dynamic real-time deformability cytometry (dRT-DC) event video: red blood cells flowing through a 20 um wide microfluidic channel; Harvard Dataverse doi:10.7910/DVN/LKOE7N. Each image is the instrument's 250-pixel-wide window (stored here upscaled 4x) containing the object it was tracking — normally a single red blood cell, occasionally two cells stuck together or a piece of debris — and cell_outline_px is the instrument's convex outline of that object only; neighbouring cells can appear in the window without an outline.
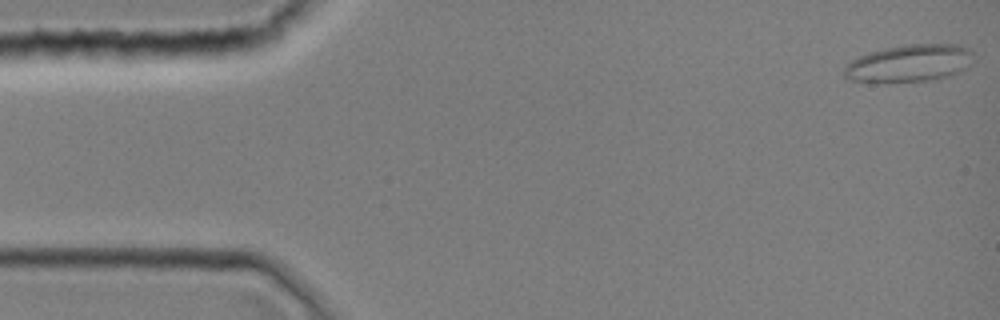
{"species": "common noctule bat (a hibernating species)", "species_latin": "Nyctalus noctula", "temperature_condition": "room temperature", "stored_images_in_passage": 11, "camera_frame_rate_fps": 3000, "um_per_image_px": 0.085, "animal": {"sex": "female", "body_mass_g": 19.0, "forearm_length_mm": 51.5}, "frame": {"image": 1, "passage_image": 1, "time_ms": 0.0, "image_size_px": [1000, 320], "cell_outline_px": [[972, 52], [968, 68], [952, 76], [936, 80], [852, 80], [844, 76], [844, 68], [852, 60], [868, 52], [884, 48], [908, 44], [960, 44], [968, 48]], "centroid_in_image_um": [77.37, 5.34], "position_along_channel_um": 7.6, "area_um2": 27.57}}
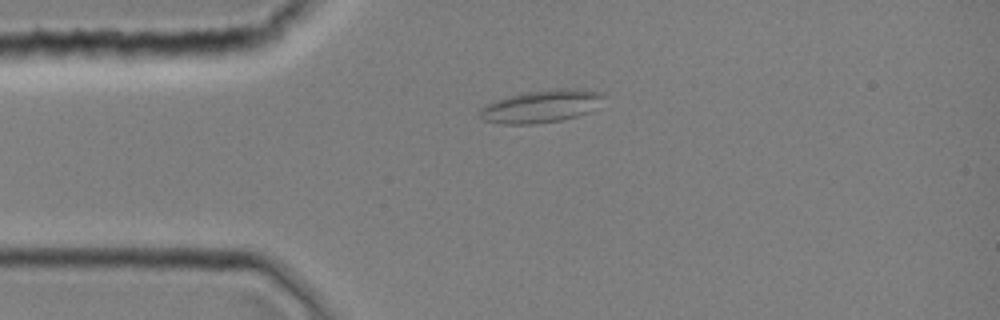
{"frame": {"image": 2, "passage_image": 9, "time_ms": 2.667, "image_size_px": [1000, 320], "cell_outline_px": [[604, 96], [588, 112], [576, 116], [560, 120], [536, 124], [504, 124], [484, 120], [480, 116], [480, 108], [492, 100], [508, 96], [528, 92], [560, 88], [576, 88], [604, 92]], "centroid_in_image_um": [45.96, 9.02], "position_along_channel_um": 39.0, "area_um2": 23.29}}